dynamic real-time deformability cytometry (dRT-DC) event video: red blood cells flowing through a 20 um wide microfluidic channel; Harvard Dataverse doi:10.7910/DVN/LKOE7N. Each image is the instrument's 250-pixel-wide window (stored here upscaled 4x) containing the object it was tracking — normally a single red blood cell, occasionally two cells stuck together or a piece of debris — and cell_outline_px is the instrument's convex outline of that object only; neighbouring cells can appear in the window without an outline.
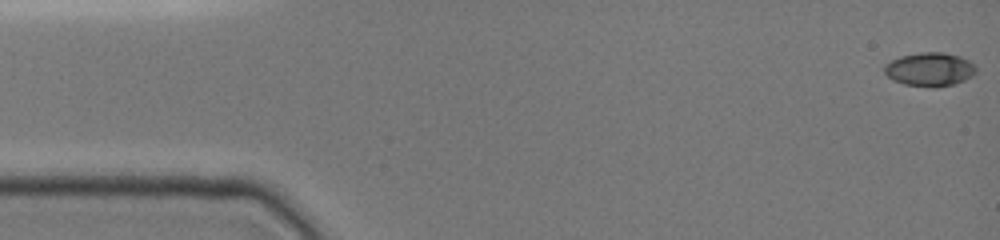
{"species": "common noctule bat (a hibernating species)", "species_latin": "Nyctalus noctula", "temperature_condition": "cold", "stored_images_in_passage": 75, "camera_frame_rate_fps": 3000, "um_per_image_px": 0.085, "animal": {"sex": "female", "body_mass_g": 19.0, "forearm_length_mm": 51.5}, "frame": {"image": 1, "passage_image": 1, "time_ms": 0.0, "image_size_px": [1000, 240], "cell_outline_px": [[976, 72], [972, 76], [964, 80], [952, 84], [936, 88], [932, 88], [904, 84], [892, 80], [884, 72], [884, 64], [900, 56], [920, 52], [944, 52], [960, 56], [968, 60], [976, 68]], "centroid_in_image_um": [79.01, 5.9], "position_along_channel_um": 6.0, "area_um2": 18.09}}
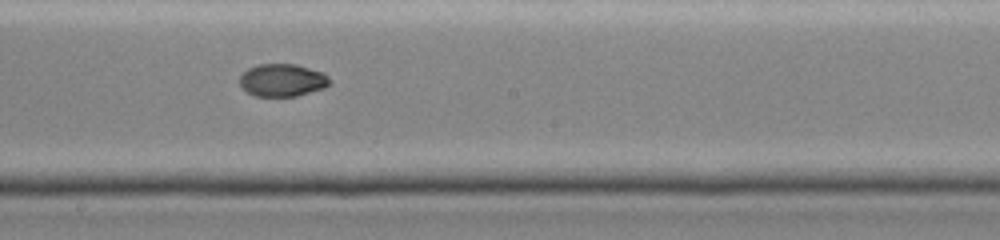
{"frame": {"image": 2, "passage_image": 43, "time_ms": 8.667, "image_size_px": [1000, 240], "cell_outline_px": [[332, 80], [324, 88], [296, 96], [256, 96], [248, 92], [240, 84], [240, 76], [248, 68], [260, 64], [296, 64], [324, 72]], "centroid_in_image_um": [24.03, 6.8], "position_along_channel_um": 224.2, "area_um2": 17.05}}
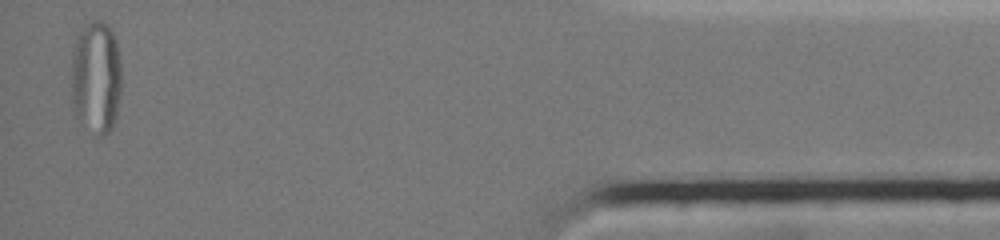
{"frame": {"image": 3, "passage_image": 72, "time_ms": 15.333, "image_size_px": [1000, 240], "cell_outline_px": [[120, 92], [116, 120], [112, 128], [104, 136], [96, 136], [80, 120], [72, 104], [72, 44], [80, 28], [92, 20], [104, 20], [108, 24], [116, 36], [120, 64]], "centroid_in_image_um": [8.17, 6.52], "position_along_channel_um": 427.0, "area_um2": 33.7}, "authors_computed_cell_mechanics": {"area_um2": 17.8602, "velocity_mm_per_s": 3.9707, "shape_relaxation_time_tau1_ms": null, "shape_relaxation_time_tau2_ms": 1.822, "deformation_change_tau1": null, "deformation_change_tau2": 0.0328}}